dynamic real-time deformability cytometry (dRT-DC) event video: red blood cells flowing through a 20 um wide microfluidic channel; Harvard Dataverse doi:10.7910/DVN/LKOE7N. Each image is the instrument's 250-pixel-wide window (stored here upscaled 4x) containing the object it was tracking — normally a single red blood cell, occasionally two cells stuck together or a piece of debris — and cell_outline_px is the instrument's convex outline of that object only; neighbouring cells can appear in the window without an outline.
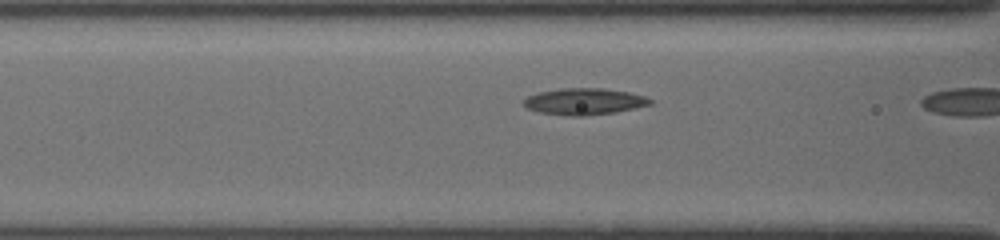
{"species": "common noctule bat (a hibernating species)", "species_latin": "Nyctalus noctula", "temperature_condition": "cold", "stored_images_in_passage": 7, "camera_frame_rate_fps": 3000, "um_per_image_px": 0.085, "animal": {"sex": "female", "body_mass_g": 19.5, "forearm_length_mm": 54.1}, "frame": {"image": 1, "passage_image": 6, "time_ms": 1.667, "image_size_px": [1000, 240], "cell_outline_px": [[652, 104], [616, 112], [584, 116], [572, 116], [540, 112], [528, 108], [524, 104], [524, 100], [528, 96], [540, 92], [560, 88], [604, 88], [628, 92], [644, 96], [652, 100]], "centroid_in_image_um": [49.68, 8.62], "position_along_channel_um": 116.9, "area_um2": 19.36}}